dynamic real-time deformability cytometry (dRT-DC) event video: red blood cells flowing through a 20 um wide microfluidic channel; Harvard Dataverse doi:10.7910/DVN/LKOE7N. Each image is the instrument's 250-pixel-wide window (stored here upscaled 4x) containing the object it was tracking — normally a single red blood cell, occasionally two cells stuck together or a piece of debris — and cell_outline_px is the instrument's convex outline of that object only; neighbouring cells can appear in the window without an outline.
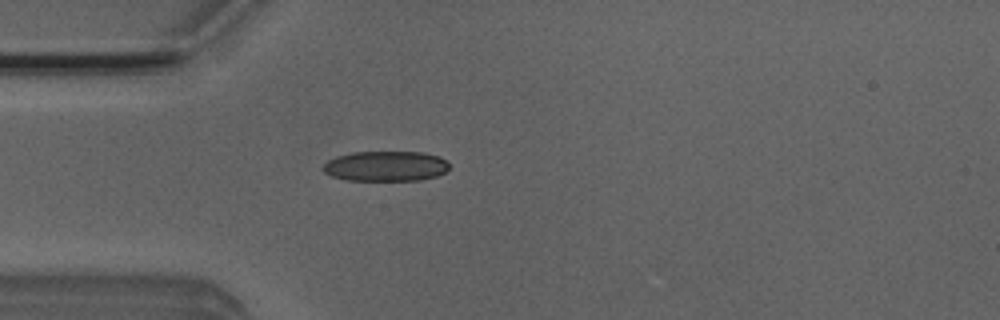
{"species": "Egyptian fruit bat (a non-hibernating species)", "species_latin": "Rousettus aegyptiacus", "temperature_condition": "room temperature", "stored_images_in_passage": 39, "camera_frame_rate_fps": 3000, "um_per_image_px": 0.085, "animal": {"sex": "male"}, "frame": {"image": 1, "passage_image": 2, "time_ms": 0.333, "image_size_px": [1000, 320], "cell_outline_px": [[448, 168], [444, 172], [436, 176], [420, 180], [344, 180], [332, 176], [324, 172], [320, 168], [328, 160], [336, 156], [352, 152], [424, 152], [440, 156], [448, 164]], "centroid_in_image_um": [32.75, 14.12], "position_along_channel_um": 52.3, "area_um2": 22.25}}
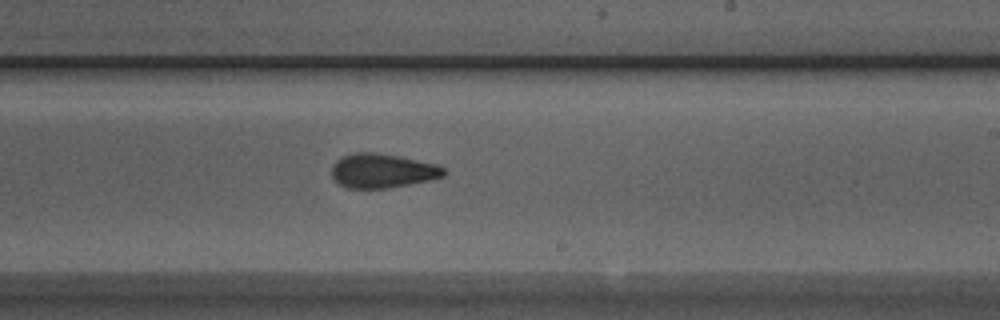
{"frame": {"image": 2, "passage_image": 18, "time_ms": 5.667, "image_size_px": [1000, 320], "cell_outline_px": [[448, 172], [444, 176], [428, 180], [388, 188], [348, 188], [340, 184], [332, 176], [332, 164], [336, 160], [344, 156], [356, 152], [376, 152], [440, 164]], "centroid_in_image_um": [32.53, 14.5], "position_along_channel_um": 256.5, "area_um2": 22.37}}
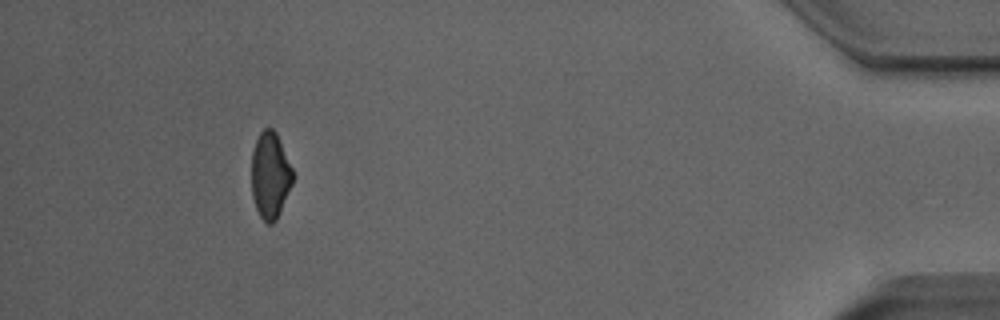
{"frame": {"image": 3, "passage_image": 35, "time_ms": 11.333, "image_size_px": [1000, 320], "cell_outline_px": [[292, 184], [280, 212], [276, 220], [272, 224], [268, 224], [260, 216], [256, 208], [252, 196], [252, 152], [256, 140], [260, 132], [264, 128], [272, 128], [276, 132], [292, 168]], "centroid_in_image_um": [22.96, 14.9], "position_along_channel_um": 412.2, "area_um2": 20.58}, "authors_computed_cell_mechanics": {"area_um2": 22.3108, "velocity_mm_per_s": 3.9577, "shape_relaxation_time_tau1_ms": 6.6854, "shape_relaxation_time_tau2_ms": 1.8555, "deformation_change_tau1": 0.1606, "deformation_change_tau2": 0.0886}}